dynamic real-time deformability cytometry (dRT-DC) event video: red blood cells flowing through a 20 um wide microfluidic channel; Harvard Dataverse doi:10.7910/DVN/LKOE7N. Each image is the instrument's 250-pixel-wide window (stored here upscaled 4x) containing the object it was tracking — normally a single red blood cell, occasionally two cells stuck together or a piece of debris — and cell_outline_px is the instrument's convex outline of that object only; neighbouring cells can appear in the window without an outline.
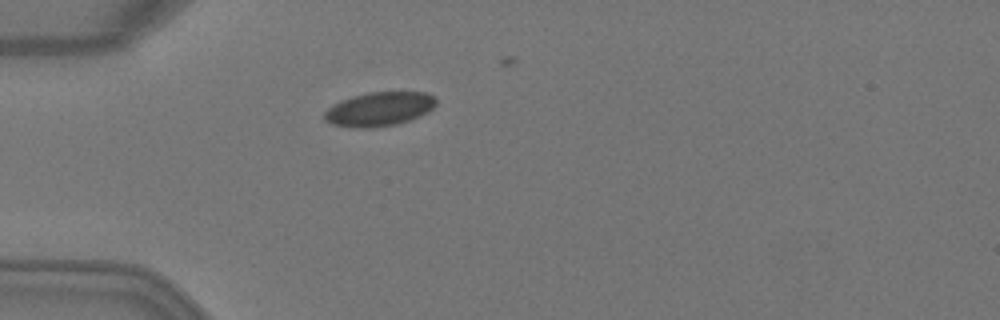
{"species": "Egyptian fruit bat (a non-hibernating species)", "species_latin": "Rousettus aegyptiacus", "temperature_condition": "warm", "stored_images_in_passage": 2, "camera_frame_rate_fps": 3000, "um_per_image_px": 0.085, "animal": {"sex": "female"}, "frame": {"image": 1, "passage_image": 2, "time_ms": 0.333, "image_size_px": [1000, 320], "cell_outline_px": [[436, 104], [428, 112], [420, 116], [396, 124], [376, 128], [352, 128], [332, 124], [324, 120], [324, 112], [332, 104], [340, 100], [352, 96], [368, 92], [428, 92], [436, 96]], "centroid_in_image_um": [32.23, 9.27], "position_along_channel_um": 52.8, "area_um2": 22.48}}